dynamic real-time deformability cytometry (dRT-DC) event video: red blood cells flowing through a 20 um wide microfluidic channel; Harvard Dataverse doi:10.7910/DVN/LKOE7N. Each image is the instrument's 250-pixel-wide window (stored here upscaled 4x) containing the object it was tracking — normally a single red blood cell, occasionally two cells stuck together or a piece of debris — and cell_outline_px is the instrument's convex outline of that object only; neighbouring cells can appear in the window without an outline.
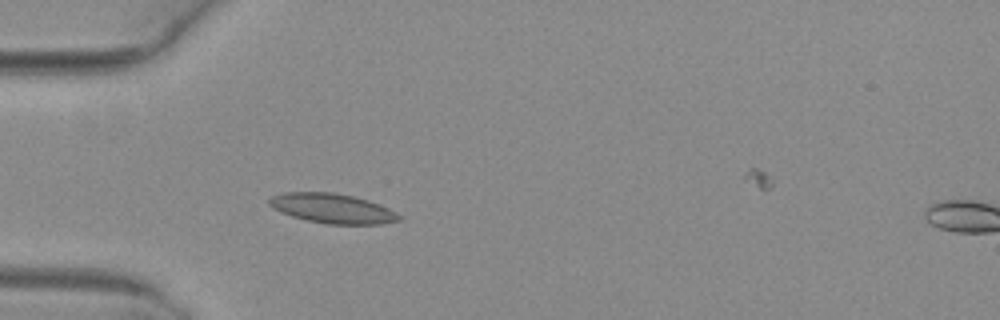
{"species": "common noctule bat (a hibernating species)", "species_latin": "Nyctalus noctula", "temperature_condition": "warm", "stored_images_in_passage": 6, "camera_frame_rate_fps": 3000, "um_per_image_px": 0.085, "animal": {"sex": "female", "body_mass_g": 29.2, "forearm_length_mm": 56.3}, "frame": {"image": 1, "passage_image": 5, "time_ms": 1.333, "image_size_px": [1000, 320], "cell_outline_px": [[404, 216], [400, 220], [380, 224], [328, 224], [308, 220], [292, 216], [280, 212], [272, 208], [268, 204], [268, 200], [272, 196], [284, 192], [332, 192], [352, 196], [368, 200], [388, 208]], "centroid_in_image_um": [28.25, 17.71], "position_along_channel_um": 56.8, "area_um2": 22.43}}